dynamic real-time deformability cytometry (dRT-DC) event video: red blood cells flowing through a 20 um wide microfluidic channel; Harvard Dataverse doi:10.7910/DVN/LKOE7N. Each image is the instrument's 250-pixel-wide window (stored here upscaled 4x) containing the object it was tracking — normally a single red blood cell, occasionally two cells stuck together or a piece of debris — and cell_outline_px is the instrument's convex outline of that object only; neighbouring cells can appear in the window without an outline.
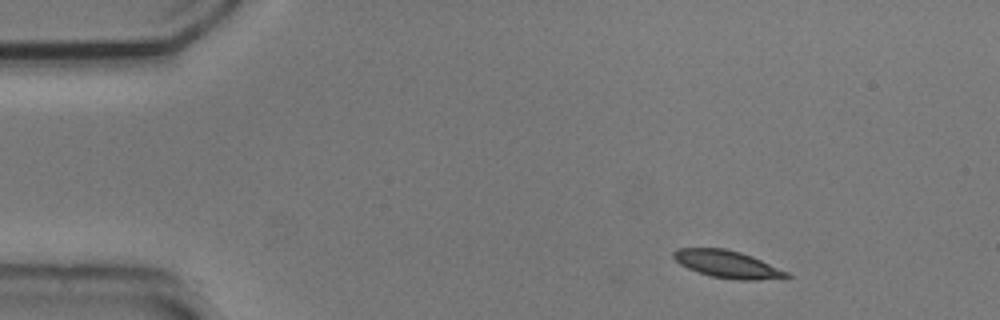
{"species": "common noctule bat (a hibernating species)", "species_latin": "Nyctalus noctula", "temperature_condition": "cold", "stored_images_in_passage": 43, "camera_frame_rate_fps": 3000, "um_per_image_px": 0.085, "animal": {"sex": "male", "body_mass_g": 20.5, "forearm_length_mm": 52.5}, "frame": {"image": 1, "passage_image": 1, "time_ms": 0.0, "image_size_px": [1000, 320], "cell_outline_px": [[792, 276], [756, 280], [740, 280], [712, 276], [688, 268], [680, 264], [672, 256], [672, 252], [676, 248], [724, 248], [740, 252], [752, 256], [788, 272]], "centroid_in_image_um": [61.8, 22.44], "position_along_channel_um": 23.2, "area_um2": 17.74}}
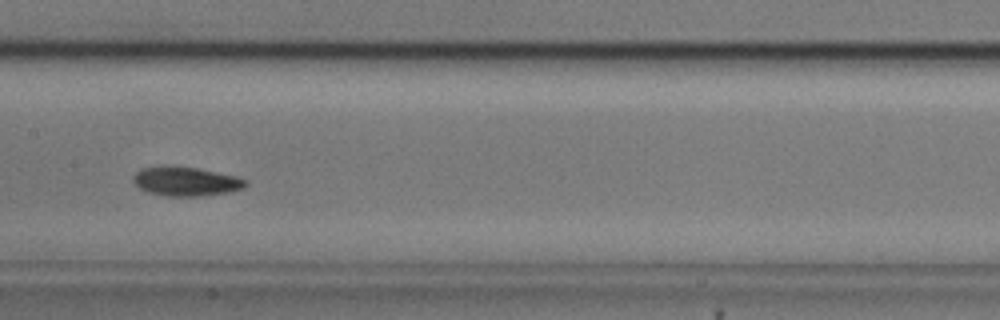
{"frame": {"image": 2, "passage_image": 21, "time_ms": 6.667, "image_size_px": [1000, 320], "cell_outline_px": [[248, 184], [244, 188], [228, 192], [200, 196], [164, 196], [148, 192], [140, 188], [132, 180], [132, 176], [140, 168], [164, 164], [196, 168], [236, 176], [248, 180]], "centroid_in_image_um": [15.77, 15.4], "position_along_channel_um": 191.6, "area_um2": 19.36}}
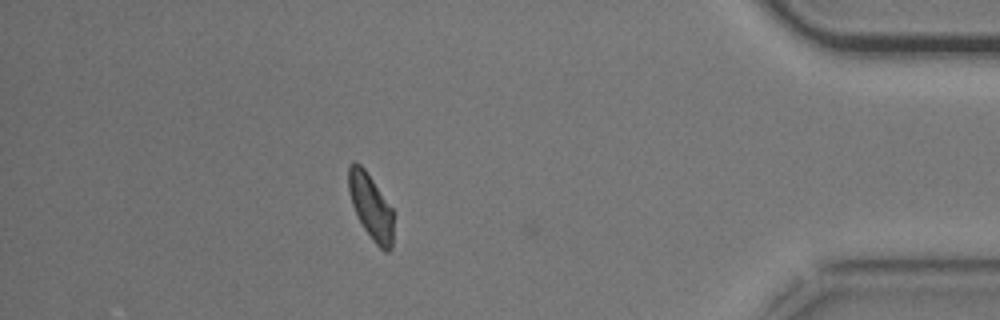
{"frame": {"image": 3, "passage_image": 42, "time_ms": 13.667, "image_size_px": [1000, 320], "cell_outline_px": [[396, 212], [392, 248], [388, 252], [384, 252], [372, 240], [364, 228], [352, 204], [348, 188], [348, 168], [352, 160], [356, 160], [364, 168]], "centroid_in_image_um": [31.58, 17.58], "position_along_channel_um": 403.6, "area_um2": 17.63}, "authors_computed_cell_mechanics": {"area_um2": 18.2648, "velocity_mm_per_s": 3.6614, "shape_relaxation_time_tau1_ms": 2.0968, "shape_relaxation_time_tau2_ms": 4.7054, "deformation_change_tau1": 0.0982, "deformation_change_tau2": 0.0912}}